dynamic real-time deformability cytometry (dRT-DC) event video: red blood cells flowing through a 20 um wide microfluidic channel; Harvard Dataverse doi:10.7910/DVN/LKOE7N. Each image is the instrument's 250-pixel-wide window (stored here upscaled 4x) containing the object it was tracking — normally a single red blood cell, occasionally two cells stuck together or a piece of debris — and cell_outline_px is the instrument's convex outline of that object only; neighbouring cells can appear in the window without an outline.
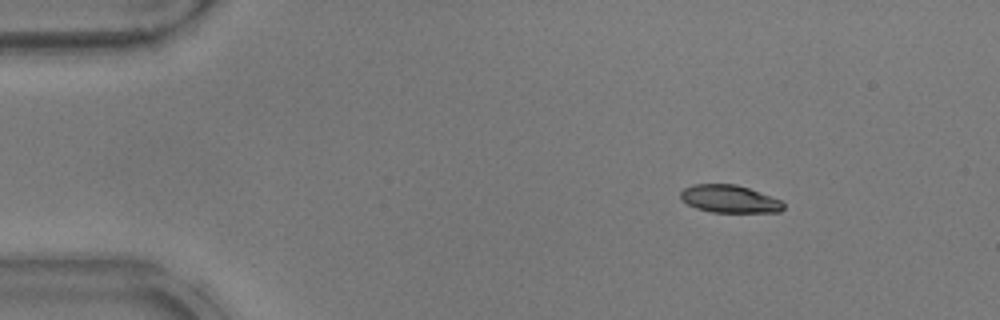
{"species": "common noctule bat (a hibernating species)", "species_latin": "Nyctalus noctula", "temperature_condition": "warm", "stored_images_in_passage": 23, "camera_frame_rate_fps": 3000, "um_per_image_px": 0.085, "animal": {"sex": "male", "body_mass_g": 17.9}, "frame": {"image": 1, "passage_image": 1, "time_ms": 0.0, "image_size_px": [1000, 320], "cell_outline_px": [[780, 208], [744, 212], [728, 212], [704, 208], [696, 204], [716, 184], [720, 184], [744, 188], [752, 192]], "centroid_in_image_um": [62.38, 17.0], "position_along_channel_um": 22.6, "area_um2": 10.4}}